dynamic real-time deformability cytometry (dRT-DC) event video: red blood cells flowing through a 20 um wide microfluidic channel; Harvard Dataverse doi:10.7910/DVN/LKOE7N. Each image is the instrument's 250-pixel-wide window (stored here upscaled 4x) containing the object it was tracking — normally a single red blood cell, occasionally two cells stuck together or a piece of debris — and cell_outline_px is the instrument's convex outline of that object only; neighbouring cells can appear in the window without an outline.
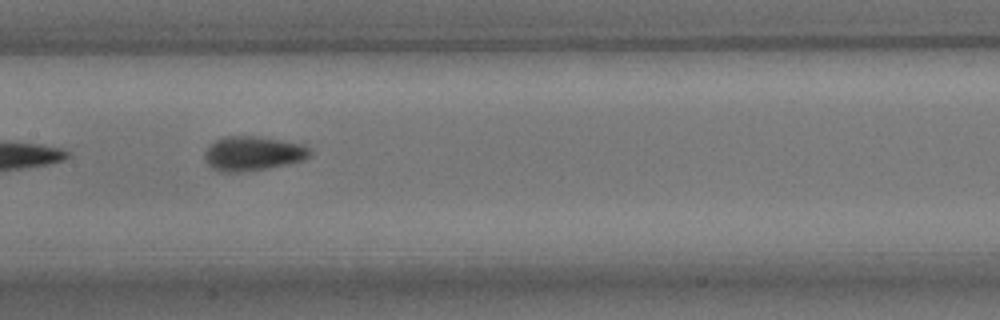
{"species": "common noctule bat (a hibernating species)", "species_latin": "Nyctalus noctula", "temperature_condition": "room temperature", "stored_images_in_passage": 6, "camera_frame_rate_fps": 3000, "um_per_image_px": 0.085, "animal": {"sex": "male", "body_mass_g": 15.6}, "frame": {"image": 1, "passage_image": 5, "time_ms": 5.667, "image_size_px": [1000, 320], "cell_outline_px": [[312, 152], [304, 160], [288, 164], [268, 168], [240, 172], [216, 172], [204, 160], [204, 152], [216, 140], [224, 136], [252, 136], [300, 144], [308, 148]], "centroid_in_image_um": [21.44, 13.07], "position_along_channel_um": 186.0, "area_um2": 20.87}}